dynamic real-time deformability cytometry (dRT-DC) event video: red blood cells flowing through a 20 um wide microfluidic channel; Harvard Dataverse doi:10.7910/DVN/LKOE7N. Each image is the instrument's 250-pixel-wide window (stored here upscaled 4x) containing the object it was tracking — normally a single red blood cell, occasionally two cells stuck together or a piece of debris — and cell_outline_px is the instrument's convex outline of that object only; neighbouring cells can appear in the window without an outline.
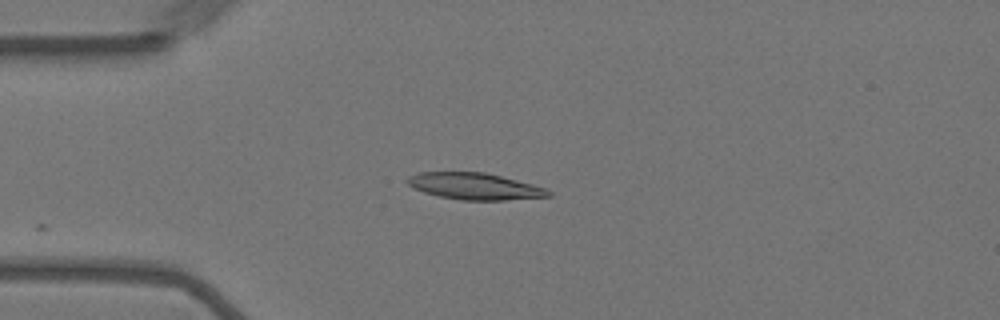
{"species": "Egyptian fruit bat (a non-hibernating species)", "species_latin": "Rousettus aegyptiacus", "temperature_condition": "warm", "stored_images_in_passage": 14, "camera_frame_rate_fps": 3000, "um_per_image_px": 0.085, "animal": {"sex": "female"}, "frame": {"image": 1, "passage_image": 3, "time_ms": 0.667, "image_size_px": [1000, 320], "cell_outline_px": [[552, 196], [504, 200], [460, 200], [440, 196], [424, 192], [412, 188], [404, 180], [408, 176], [420, 172], [484, 172], [548, 188], [552, 192]], "centroid_in_image_um": [40.34, 15.83], "position_along_channel_um": 44.7, "area_um2": 21.91}}
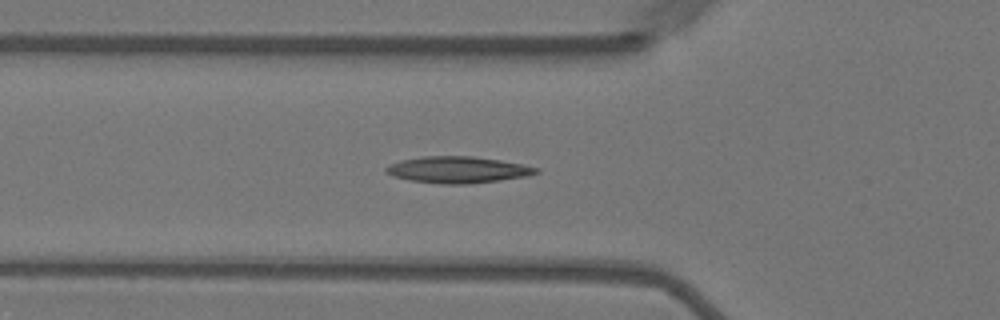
{"frame": {"image": 2, "passage_image": 8, "time_ms": 2.333, "image_size_px": [1000, 320], "cell_outline_px": [[540, 172], [528, 176], [500, 180], [468, 184], [440, 184], [412, 180], [392, 176], [384, 172], [384, 168], [388, 164], [400, 160], [424, 156], [472, 156], [500, 160], [540, 168]], "centroid_in_image_um": [38.89, 14.43], "position_along_channel_um": 86.9, "area_um2": 23.29}}
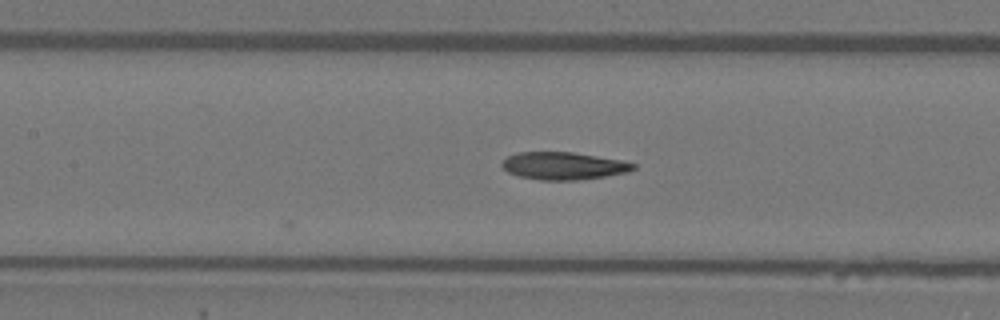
{"frame": {"image": 3, "passage_image": 14, "time_ms": 4.333, "image_size_px": [1000, 320], "cell_outline_px": [[636, 168], [628, 172], [604, 176], [576, 180], [540, 180], [520, 176], [508, 172], [500, 164], [508, 156], [516, 152], [572, 152], [624, 160], [636, 164]], "centroid_in_image_um": [47.92, 14.09], "position_along_channel_um": 159.5, "area_um2": 21.04}}